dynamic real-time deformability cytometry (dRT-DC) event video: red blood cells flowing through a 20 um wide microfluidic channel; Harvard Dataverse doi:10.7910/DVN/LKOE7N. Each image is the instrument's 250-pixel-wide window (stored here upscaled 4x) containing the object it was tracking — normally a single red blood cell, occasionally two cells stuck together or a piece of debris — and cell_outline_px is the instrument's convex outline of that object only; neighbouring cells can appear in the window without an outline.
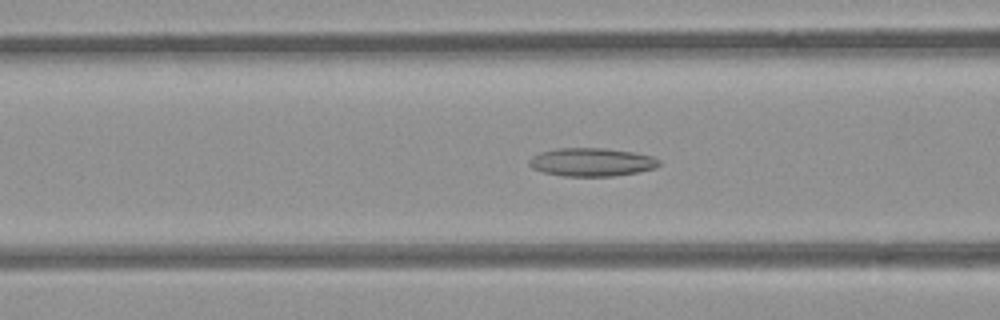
{"species": "common noctule bat (a hibernating species)", "species_latin": "Nyctalus noctula", "temperature_condition": "room temperature", "stored_images_in_passage": 33, "camera_frame_rate_fps": 3000, "um_per_image_px": 0.085, "animal": {"sex": "female", "body_mass_g": 21.9}, "frame": {"image": 1, "passage_image": 4, "time_ms": 1.0, "image_size_px": [1000, 320], "cell_outline_px": [[660, 164], [656, 168], [640, 172], [616, 176], [564, 176], [544, 172], [532, 168], [528, 164], [528, 160], [532, 156], [540, 152], [556, 148], [604, 148], [632, 152], [652, 156], [660, 160]], "centroid_in_image_um": [50.3, 13.78], "position_along_channel_um": 116.3, "area_um2": 21.56}}
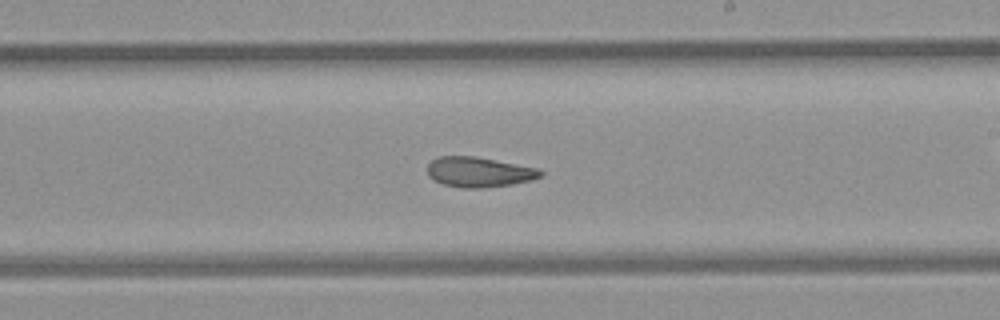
{"frame": {"image": 2, "passage_image": 14, "time_ms": 4.333, "image_size_px": [1000, 320], "cell_outline_px": [[544, 176], [532, 180], [512, 184], [480, 188], [460, 188], [444, 184], [432, 180], [428, 176], [428, 164], [432, 160], [440, 156], [476, 156], [540, 168], [544, 172]], "centroid_in_image_um": [40.75, 14.62], "position_along_channel_um": 248.2, "area_um2": 20.11}}
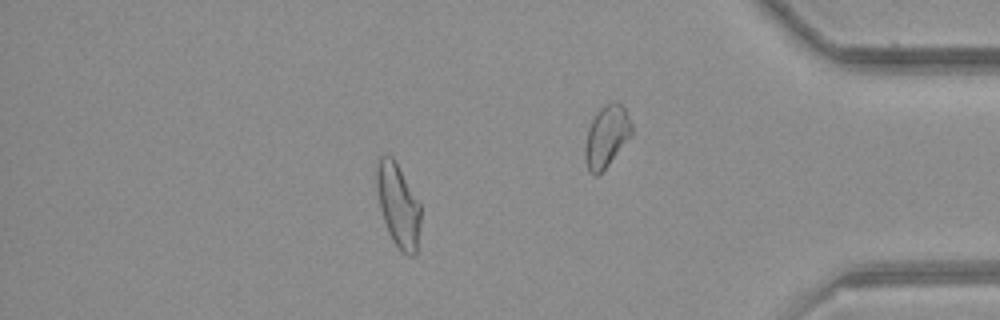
{"frame": {"image": 3, "passage_image": 29, "time_ms": 9.333, "image_size_px": [1000, 320], "cell_outline_px": [[420, 224], [416, 256], [408, 256], [392, 240], [388, 232], [380, 208], [376, 188], [376, 156], [392, 156], [420, 204]], "centroid_in_image_um": [33.82, 17.44], "position_along_channel_um": 401.4, "area_um2": 21.21}}